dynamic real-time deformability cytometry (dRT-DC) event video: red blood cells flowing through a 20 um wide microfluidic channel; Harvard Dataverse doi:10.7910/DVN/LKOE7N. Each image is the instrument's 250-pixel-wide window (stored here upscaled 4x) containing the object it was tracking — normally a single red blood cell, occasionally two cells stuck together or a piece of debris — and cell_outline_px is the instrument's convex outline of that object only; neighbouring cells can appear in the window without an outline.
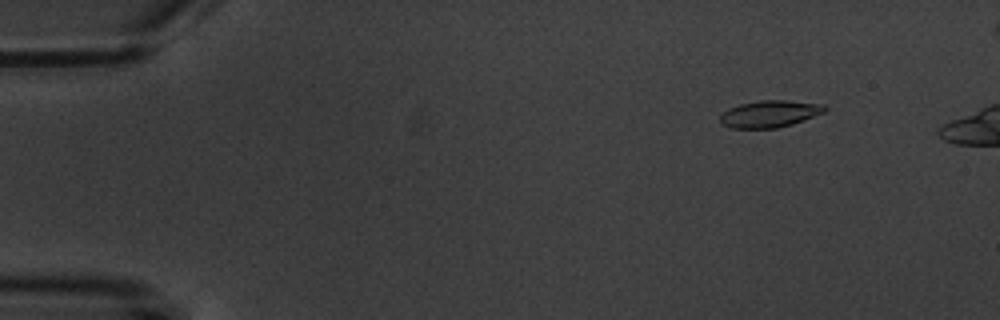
{"species": "common noctule bat (a hibernating species)", "species_latin": "Nyctalus noctula", "temperature_condition": "warm", "stored_images_in_passage": 6, "camera_frame_rate_fps": 3000, "um_per_image_px": 0.085, "animal": {"sex": "male", "body_mass_g": 20.1, "forearm_length_mm": 53.5}, "frame": {"image": 1, "passage_image": 2, "time_ms": 1.333, "image_size_px": [1000, 320], "cell_outline_px": [[828, 108], [824, 112], [804, 120], [792, 124], [776, 128], [732, 128], [720, 124], [720, 116], [728, 108], [740, 104], [760, 100], [788, 100], [824, 104]], "centroid_in_image_um": [65.43, 9.67], "position_along_channel_um": 19.6, "area_um2": 16.47}}